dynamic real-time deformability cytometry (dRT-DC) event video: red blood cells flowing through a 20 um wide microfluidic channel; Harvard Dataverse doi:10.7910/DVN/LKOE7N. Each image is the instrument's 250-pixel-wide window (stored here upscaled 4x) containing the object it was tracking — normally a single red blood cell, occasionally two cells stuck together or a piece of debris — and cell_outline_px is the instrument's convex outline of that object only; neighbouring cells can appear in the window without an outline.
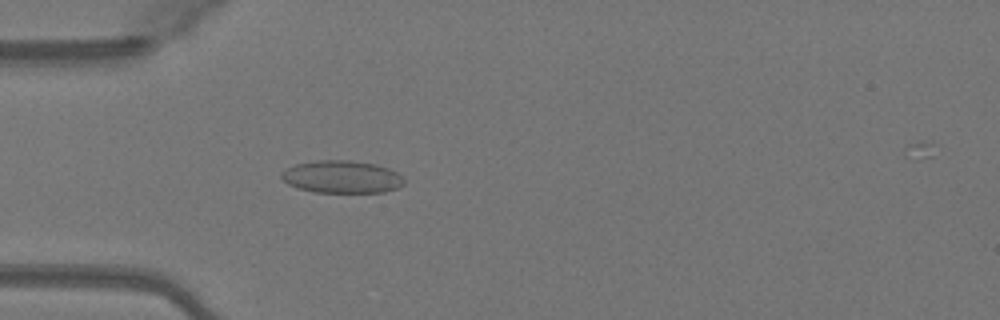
{"species": "Egyptian fruit bat (a non-hibernating species)", "species_latin": "Rousettus aegyptiacus", "temperature_condition": "warm", "stored_images_in_passage": 49, "camera_frame_rate_fps": 3000, "um_per_image_px": 0.085, "animal": {"sex": "female"}, "frame": {"image": 1, "passage_image": 14, "time_ms": 4.333, "image_size_px": [1000, 320], "cell_outline_px": [[404, 184], [396, 188], [384, 192], [312, 192], [296, 188], [288, 184], [280, 176], [280, 172], [296, 164], [316, 160], [348, 160], [376, 164], [388, 168], [396, 172], [404, 180]], "centroid_in_image_um": [29.02, 15.03], "position_along_channel_um": 56.0, "area_um2": 23.24}}
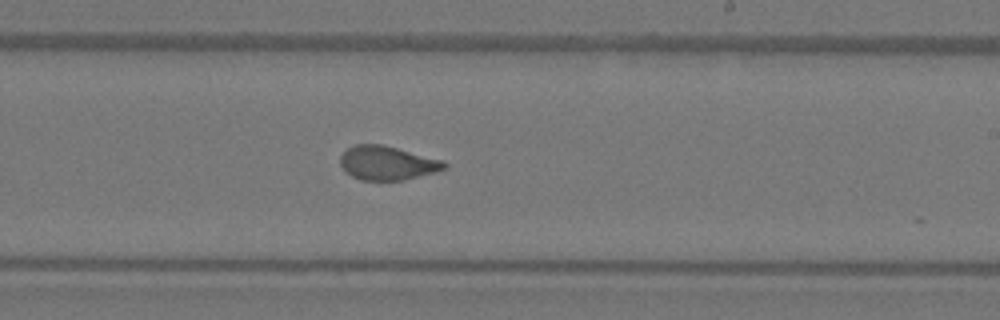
{"frame": {"image": 2, "passage_image": 29, "time_ms": 9.333, "image_size_px": [1000, 320], "cell_outline_px": [[448, 168], [436, 172], [404, 180], [360, 180], [352, 176], [340, 164], [340, 156], [348, 148], [356, 144], [384, 144], [444, 160], [448, 164]], "centroid_in_image_um": [32.97, 13.85], "position_along_channel_um": 256.0, "area_um2": 20.75}}
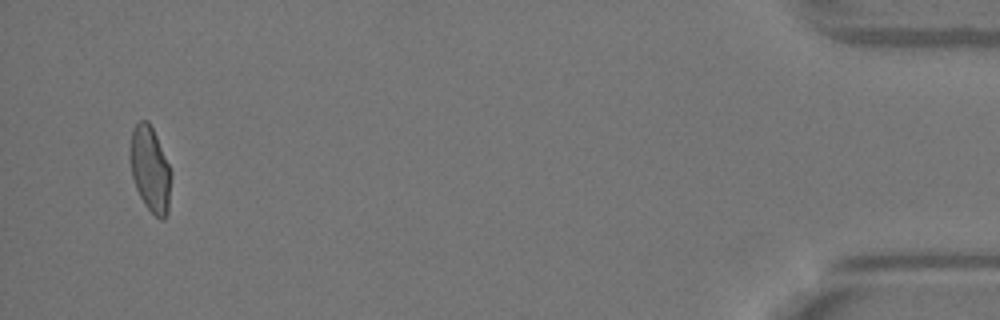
{"frame": {"image": 3, "passage_image": 47, "time_ms": 15.333, "image_size_px": [1000, 320], "cell_outline_px": [[172, 172], [168, 212], [164, 220], [160, 220], [144, 204], [136, 188], [132, 176], [128, 152], [132, 128], [140, 120], [148, 120], [156, 136]], "centroid_in_image_um": [12.75, 14.38], "position_along_channel_um": 422.4, "area_um2": 20.63}, "authors_computed_cell_mechanics": {"area_um2": 21.2126, "velocity_mm_per_s": 4.1079, "shape_relaxation_time_tau1_ms": null, "shape_relaxation_time_tau2_ms": 0.6104, "deformation_change_tau1": null, "deformation_change_tau2": 0.0618}}